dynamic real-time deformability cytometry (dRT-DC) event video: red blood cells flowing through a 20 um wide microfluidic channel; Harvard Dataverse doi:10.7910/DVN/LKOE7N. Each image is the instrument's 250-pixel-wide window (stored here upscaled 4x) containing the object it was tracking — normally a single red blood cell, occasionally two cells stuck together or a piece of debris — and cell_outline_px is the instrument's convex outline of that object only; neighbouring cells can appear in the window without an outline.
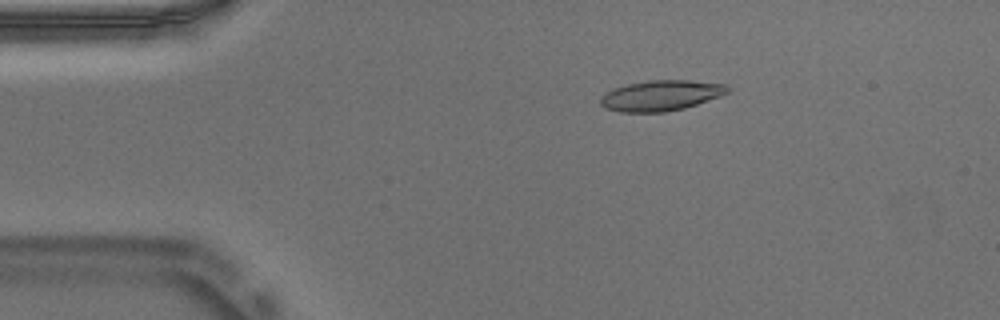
{"species": "Egyptian fruit bat (a non-hibernating species)", "species_latin": "Rousettus aegyptiacus", "temperature_condition": "warm", "stored_images_in_passage": 46, "camera_frame_rate_fps": 3000, "um_per_image_px": 0.085, "animal": {"sex": "male"}, "frame": {"image": 1, "passage_image": 2, "time_ms": 0.333, "image_size_px": [1000, 320], "cell_outline_px": [[728, 92], [720, 96], [684, 108], [664, 112], [620, 112], [604, 108], [600, 104], [600, 96], [612, 88], [628, 84], [648, 80], [692, 80], [728, 84]], "centroid_in_image_um": [56.15, 8.11], "position_along_channel_um": 28.9, "area_um2": 22.72}}
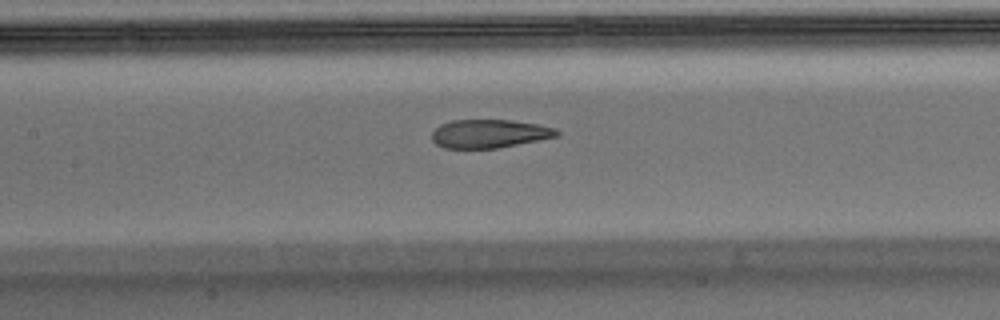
{"frame": {"image": 2, "passage_image": 17, "time_ms": 5.333, "image_size_px": [1000, 320], "cell_outline_px": [[560, 136], [540, 140], [496, 148], [444, 148], [436, 144], [432, 140], [432, 132], [440, 124], [452, 120], [512, 120], [540, 124], [556, 128], [560, 132]], "centroid_in_image_um": [41.63, 11.35], "position_along_channel_um": 165.8, "area_um2": 20.87}}
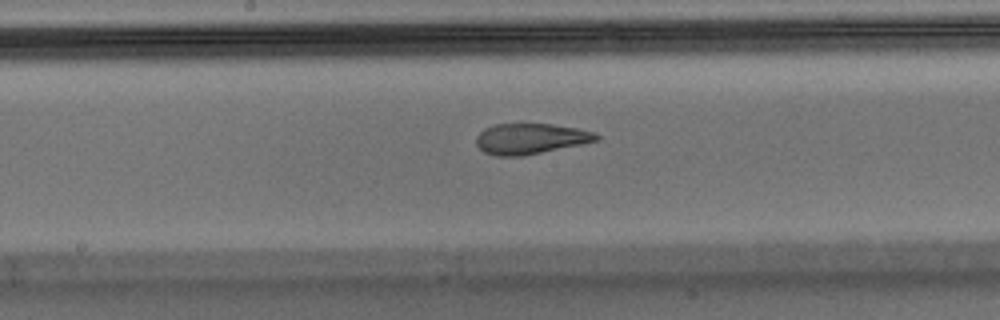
{"frame": {"image": 3, "passage_image": 20, "time_ms": 6.333, "image_size_px": [1000, 320], "cell_outline_px": [[600, 140], [584, 144], [520, 156], [496, 156], [484, 152], [476, 144], [476, 136], [484, 128], [496, 124], [552, 124], [576, 128], [596, 132], [600, 136]], "centroid_in_image_um": [45.12, 11.79], "position_along_channel_um": 203.1, "area_um2": 21.5}, "authors_computed_cell_mechanics": {"area_um2": 22.6865, "velocity_mm_per_s": 3.7338, "shape_relaxation_time_tau1_ms": null, "shape_relaxation_time_tau2_ms": 1.5659, "deformation_change_tau1": null, "deformation_change_tau2": 0.0899}}